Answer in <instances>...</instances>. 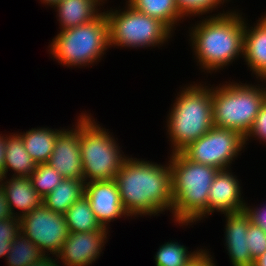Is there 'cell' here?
<instances>
[{"mask_svg":"<svg viewBox=\"0 0 266 266\" xmlns=\"http://www.w3.org/2000/svg\"><path fill=\"white\" fill-rule=\"evenodd\" d=\"M229 1V0H226ZM225 0H176L180 12L184 16L204 15L213 11L216 7L224 4Z\"/></svg>","mask_w":266,"mask_h":266,"instance_id":"4316f807","label":"cell"},{"mask_svg":"<svg viewBox=\"0 0 266 266\" xmlns=\"http://www.w3.org/2000/svg\"><path fill=\"white\" fill-rule=\"evenodd\" d=\"M262 87L233 82L212 87L213 125L235 130L245 137L265 102Z\"/></svg>","mask_w":266,"mask_h":266,"instance_id":"8992f818","label":"cell"},{"mask_svg":"<svg viewBox=\"0 0 266 266\" xmlns=\"http://www.w3.org/2000/svg\"><path fill=\"white\" fill-rule=\"evenodd\" d=\"M248 249L255 260L266 252V232L252 222L247 231Z\"/></svg>","mask_w":266,"mask_h":266,"instance_id":"f1b7e54d","label":"cell"},{"mask_svg":"<svg viewBox=\"0 0 266 266\" xmlns=\"http://www.w3.org/2000/svg\"><path fill=\"white\" fill-rule=\"evenodd\" d=\"M261 81L263 82H265L266 83V77H263V78H261ZM263 90H264V94H265V102H266V87L264 88L263 87Z\"/></svg>","mask_w":266,"mask_h":266,"instance_id":"f35d334b","label":"cell"},{"mask_svg":"<svg viewBox=\"0 0 266 266\" xmlns=\"http://www.w3.org/2000/svg\"><path fill=\"white\" fill-rule=\"evenodd\" d=\"M20 232L44 253L57 255L68 237L64 214L53 212L44 205L19 217Z\"/></svg>","mask_w":266,"mask_h":266,"instance_id":"30bf717a","label":"cell"},{"mask_svg":"<svg viewBox=\"0 0 266 266\" xmlns=\"http://www.w3.org/2000/svg\"><path fill=\"white\" fill-rule=\"evenodd\" d=\"M104 0H61L55 3L52 8L57 9L60 29L74 28L96 19L100 14L98 6Z\"/></svg>","mask_w":266,"mask_h":266,"instance_id":"ac0fdd59","label":"cell"},{"mask_svg":"<svg viewBox=\"0 0 266 266\" xmlns=\"http://www.w3.org/2000/svg\"><path fill=\"white\" fill-rule=\"evenodd\" d=\"M114 180L128 217L172 212L170 163L165 166L126 157Z\"/></svg>","mask_w":266,"mask_h":266,"instance_id":"6da1fadb","label":"cell"},{"mask_svg":"<svg viewBox=\"0 0 266 266\" xmlns=\"http://www.w3.org/2000/svg\"><path fill=\"white\" fill-rule=\"evenodd\" d=\"M75 128L63 129L54 144L48 164L64 178L83 180L80 150V118Z\"/></svg>","mask_w":266,"mask_h":266,"instance_id":"7c38bea8","label":"cell"},{"mask_svg":"<svg viewBox=\"0 0 266 266\" xmlns=\"http://www.w3.org/2000/svg\"><path fill=\"white\" fill-rule=\"evenodd\" d=\"M158 249L154 256L156 266H186L196 253L189 252L187 247L178 241L165 242Z\"/></svg>","mask_w":266,"mask_h":266,"instance_id":"d4e9b609","label":"cell"},{"mask_svg":"<svg viewBox=\"0 0 266 266\" xmlns=\"http://www.w3.org/2000/svg\"><path fill=\"white\" fill-rule=\"evenodd\" d=\"M253 266H266V252L255 259Z\"/></svg>","mask_w":266,"mask_h":266,"instance_id":"d590c367","label":"cell"},{"mask_svg":"<svg viewBox=\"0 0 266 266\" xmlns=\"http://www.w3.org/2000/svg\"><path fill=\"white\" fill-rule=\"evenodd\" d=\"M170 156L173 220L188 225L207 215L209 189L219 169L194 162L182 152Z\"/></svg>","mask_w":266,"mask_h":266,"instance_id":"3957f363","label":"cell"},{"mask_svg":"<svg viewBox=\"0 0 266 266\" xmlns=\"http://www.w3.org/2000/svg\"><path fill=\"white\" fill-rule=\"evenodd\" d=\"M57 259H52L51 256L49 257L47 254L40 260L34 261L31 265L29 266H60L56 261Z\"/></svg>","mask_w":266,"mask_h":266,"instance_id":"836d02e7","label":"cell"},{"mask_svg":"<svg viewBox=\"0 0 266 266\" xmlns=\"http://www.w3.org/2000/svg\"><path fill=\"white\" fill-rule=\"evenodd\" d=\"M64 217L69 232H90L102 228L85 195L71 205Z\"/></svg>","mask_w":266,"mask_h":266,"instance_id":"603a6c76","label":"cell"},{"mask_svg":"<svg viewBox=\"0 0 266 266\" xmlns=\"http://www.w3.org/2000/svg\"><path fill=\"white\" fill-rule=\"evenodd\" d=\"M6 136V137H4ZM6 138L7 135H0V169L3 171L4 159H5V151H6Z\"/></svg>","mask_w":266,"mask_h":266,"instance_id":"e575fe53","label":"cell"},{"mask_svg":"<svg viewBox=\"0 0 266 266\" xmlns=\"http://www.w3.org/2000/svg\"><path fill=\"white\" fill-rule=\"evenodd\" d=\"M64 177L53 169L48 163L37 164L33 174L30 176L32 187L41 197L49 194Z\"/></svg>","mask_w":266,"mask_h":266,"instance_id":"484cf974","label":"cell"},{"mask_svg":"<svg viewBox=\"0 0 266 266\" xmlns=\"http://www.w3.org/2000/svg\"><path fill=\"white\" fill-rule=\"evenodd\" d=\"M246 204L244 211L251 218V222L257 226H260L266 232V206L263 208H250Z\"/></svg>","mask_w":266,"mask_h":266,"instance_id":"4dcf8cb0","label":"cell"},{"mask_svg":"<svg viewBox=\"0 0 266 266\" xmlns=\"http://www.w3.org/2000/svg\"><path fill=\"white\" fill-rule=\"evenodd\" d=\"M45 255L46 253L20 232L12 241L6 260L9 266H29Z\"/></svg>","mask_w":266,"mask_h":266,"instance_id":"cb8c5ba5","label":"cell"},{"mask_svg":"<svg viewBox=\"0 0 266 266\" xmlns=\"http://www.w3.org/2000/svg\"><path fill=\"white\" fill-rule=\"evenodd\" d=\"M204 19L192 27L189 36L199 65L211 73L243 55L246 21L236 11Z\"/></svg>","mask_w":266,"mask_h":266,"instance_id":"7a4b0ae2","label":"cell"},{"mask_svg":"<svg viewBox=\"0 0 266 266\" xmlns=\"http://www.w3.org/2000/svg\"><path fill=\"white\" fill-rule=\"evenodd\" d=\"M226 219L225 241L233 266H253L254 259L248 249L247 231L251 218L245 211L224 214Z\"/></svg>","mask_w":266,"mask_h":266,"instance_id":"9a60e30c","label":"cell"},{"mask_svg":"<svg viewBox=\"0 0 266 266\" xmlns=\"http://www.w3.org/2000/svg\"><path fill=\"white\" fill-rule=\"evenodd\" d=\"M186 266H216L213 260V257L209 254V251L206 249L196 250L192 261L189 262Z\"/></svg>","mask_w":266,"mask_h":266,"instance_id":"1f68e13d","label":"cell"},{"mask_svg":"<svg viewBox=\"0 0 266 266\" xmlns=\"http://www.w3.org/2000/svg\"><path fill=\"white\" fill-rule=\"evenodd\" d=\"M49 47L50 54L63 66L80 67L98 62L109 48V23L105 11L91 22L60 30Z\"/></svg>","mask_w":266,"mask_h":266,"instance_id":"5b68a950","label":"cell"},{"mask_svg":"<svg viewBox=\"0 0 266 266\" xmlns=\"http://www.w3.org/2000/svg\"><path fill=\"white\" fill-rule=\"evenodd\" d=\"M250 137H257L256 139L259 138L260 141L266 142V102L261 106L252 127L244 137L245 145Z\"/></svg>","mask_w":266,"mask_h":266,"instance_id":"f546056e","label":"cell"},{"mask_svg":"<svg viewBox=\"0 0 266 266\" xmlns=\"http://www.w3.org/2000/svg\"><path fill=\"white\" fill-rule=\"evenodd\" d=\"M79 117L83 181L114 180L127 156L121 153L108 129L106 131L88 114L81 113Z\"/></svg>","mask_w":266,"mask_h":266,"instance_id":"52a82bcc","label":"cell"},{"mask_svg":"<svg viewBox=\"0 0 266 266\" xmlns=\"http://www.w3.org/2000/svg\"><path fill=\"white\" fill-rule=\"evenodd\" d=\"M107 235L105 227L90 232H69L56 258L65 266L91 265L99 258Z\"/></svg>","mask_w":266,"mask_h":266,"instance_id":"8fae6325","label":"cell"},{"mask_svg":"<svg viewBox=\"0 0 266 266\" xmlns=\"http://www.w3.org/2000/svg\"><path fill=\"white\" fill-rule=\"evenodd\" d=\"M63 129L32 128L22 134L23 144L36 164L47 163L54 149L55 141Z\"/></svg>","mask_w":266,"mask_h":266,"instance_id":"44dd1931","label":"cell"},{"mask_svg":"<svg viewBox=\"0 0 266 266\" xmlns=\"http://www.w3.org/2000/svg\"><path fill=\"white\" fill-rule=\"evenodd\" d=\"M244 147V136L239 132L213 126L181 152L194 162L225 170Z\"/></svg>","mask_w":266,"mask_h":266,"instance_id":"9c48e42d","label":"cell"},{"mask_svg":"<svg viewBox=\"0 0 266 266\" xmlns=\"http://www.w3.org/2000/svg\"><path fill=\"white\" fill-rule=\"evenodd\" d=\"M230 171V169L219 170L214 178L208 193V216L215 210L222 214H229L245 209L246 202L241 197L240 182Z\"/></svg>","mask_w":266,"mask_h":266,"instance_id":"5bb4252c","label":"cell"},{"mask_svg":"<svg viewBox=\"0 0 266 266\" xmlns=\"http://www.w3.org/2000/svg\"><path fill=\"white\" fill-rule=\"evenodd\" d=\"M4 180V174L3 171L0 169V186H2Z\"/></svg>","mask_w":266,"mask_h":266,"instance_id":"74e56055","label":"cell"},{"mask_svg":"<svg viewBox=\"0 0 266 266\" xmlns=\"http://www.w3.org/2000/svg\"><path fill=\"white\" fill-rule=\"evenodd\" d=\"M19 233L20 220L18 217L0 220V258L7 256L12 241Z\"/></svg>","mask_w":266,"mask_h":266,"instance_id":"83f0119b","label":"cell"},{"mask_svg":"<svg viewBox=\"0 0 266 266\" xmlns=\"http://www.w3.org/2000/svg\"><path fill=\"white\" fill-rule=\"evenodd\" d=\"M186 86L176 97L167 119V132L173 146L171 153L181 152L190 143L206 134L212 121V87Z\"/></svg>","mask_w":266,"mask_h":266,"instance_id":"277c9868","label":"cell"},{"mask_svg":"<svg viewBox=\"0 0 266 266\" xmlns=\"http://www.w3.org/2000/svg\"><path fill=\"white\" fill-rule=\"evenodd\" d=\"M14 217L16 216L11 212L3 187L0 186V220Z\"/></svg>","mask_w":266,"mask_h":266,"instance_id":"d6a6232c","label":"cell"},{"mask_svg":"<svg viewBox=\"0 0 266 266\" xmlns=\"http://www.w3.org/2000/svg\"><path fill=\"white\" fill-rule=\"evenodd\" d=\"M85 196L97 221L108 229V224L128 214L121 203L115 180L85 182Z\"/></svg>","mask_w":266,"mask_h":266,"instance_id":"4fadbf2b","label":"cell"},{"mask_svg":"<svg viewBox=\"0 0 266 266\" xmlns=\"http://www.w3.org/2000/svg\"><path fill=\"white\" fill-rule=\"evenodd\" d=\"M124 11L105 12L109 23V47H155L172 37V31L159 19L135 10L126 3Z\"/></svg>","mask_w":266,"mask_h":266,"instance_id":"ba28073f","label":"cell"},{"mask_svg":"<svg viewBox=\"0 0 266 266\" xmlns=\"http://www.w3.org/2000/svg\"><path fill=\"white\" fill-rule=\"evenodd\" d=\"M85 195V182L78 179L64 178L49 194L43 198V205L64 214L71 205Z\"/></svg>","mask_w":266,"mask_h":266,"instance_id":"ffe728a7","label":"cell"},{"mask_svg":"<svg viewBox=\"0 0 266 266\" xmlns=\"http://www.w3.org/2000/svg\"><path fill=\"white\" fill-rule=\"evenodd\" d=\"M247 25L245 23L243 58L250 71L261 79L266 77V13L254 28Z\"/></svg>","mask_w":266,"mask_h":266,"instance_id":"2e32d148","label":"cell"},{"mask_svg":"<svg viewBox=\"0 0 266 266\" xmlns=\"http://www.w3.org/2000/svg\"><path fill=\"white\" fill-rule=\"evenodd\" d=\"M127 3L135 10L159 19L172 32L177 21L185 17L180 12L176 0H128Z\"/></svg>","mask_w":266,"mask_h":266,"instance_id":"7402d4cb","label":"cell"},{"mask_svg":"<svg viewBox=\"0 0 266 266\" xmlns=\"http://www.w3.org/2000/svg\"><path fill=\"white\" fill-rule=\"evenodd\" d=\"M4 179L6 182L3 180L2 187L14 216L19 218L43 205V197L32 187L30 177H11L8 181L6 177ZM14 207L21 210L20 214L13 212Z\"/></svg>","mask_w":266,"mask_h":266,"instance_id":"e0dca14e","label":"cell"},{"mask_svg":"<svg viewBox=\"0 0 266 266\" xmlns=\"http://www.w3.org/2000/svg\"><path fill=\"white\" fill-rule=\"evenodd\" d=\"M61 0H41L42 3H45V5L53 6L55 3L59 2Z\"/></svg>","mask_w":266,"mask_h":266,"instance_id":"8d00e7d4","label":"cell"},{"mask_svg":"<svg viewBox=\"0 0 266 266\" xmlns=\"http://www.w3.org/2000/svg\"><path fill=\"white\" fill-rule=\"evenodd\" d=\"M5 146L4 177L11 169L15 172L12 177H30L37 164L28 154L19 133L7 136Z\"/></svg>","mask_w":266,"mask_h":266,"instance_id":"d6986e66","label":"cell"}]
</instances>
